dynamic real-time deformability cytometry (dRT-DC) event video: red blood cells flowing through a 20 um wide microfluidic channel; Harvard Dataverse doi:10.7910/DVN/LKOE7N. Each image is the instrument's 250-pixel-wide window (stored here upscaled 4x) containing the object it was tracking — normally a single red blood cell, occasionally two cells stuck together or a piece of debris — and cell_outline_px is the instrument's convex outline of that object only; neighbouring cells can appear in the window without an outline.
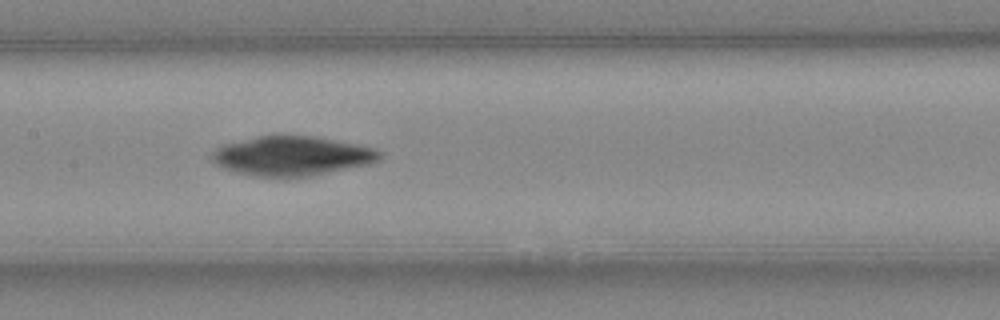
{"species": "Egyptian fruit bat (a non-hibernating species)", "species_latin": "Rousettus aegyptiacus", "temperature_condition": "cold", "stored_images_in_passage": 38, "camera_frame_rate_fps": 3000, "um_per_image_px": 0.085, "animal": {"sex": "female"}, "frame": {"image": 1, "passage_image": 15, "time_ms": 4.667, "image_size_px": [1000, 320], "cell_outline_px": [[384, 156], [380, 160], [372, 164], [308, 176], [256, 176], [240, 172], [216, 164], [208, 156], [220, 144], [260, 136], [312, 136], [356, 144], [376, 148]], "centroid_in_image_um": [24.85, 13.24], "position_along_channel_um": 182.5, "area_um2": 38.21}}
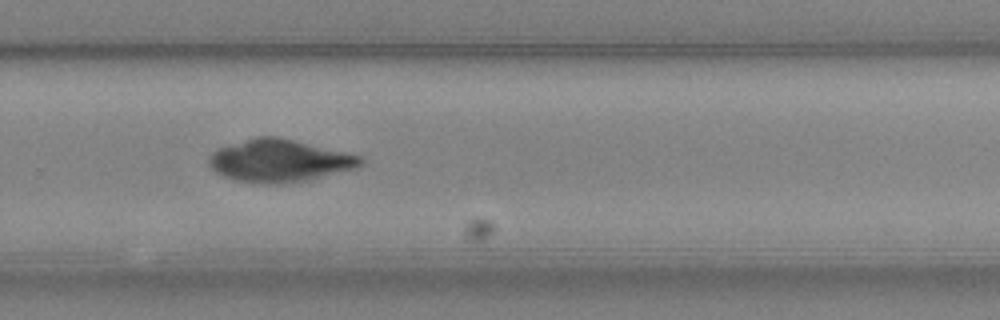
{"frame": {"image": 2, "passage_image": 24, "time_ms": 7.667, "image_size_px": [1000, 320], "cell_outline_px": [[364, 160], [356, 168], [308, 180], [284, 184], [260, 184], [236, 180], [224, 176], [216, 172], [208, 164], [208, 156], [216, 148], [256, 136], [276, 136], [344, 152], [360, 156]], "centroid_in_image_um": [23.69, 13.67], "position_along_channel_um": 306.1, "area_um2": 37.45}}
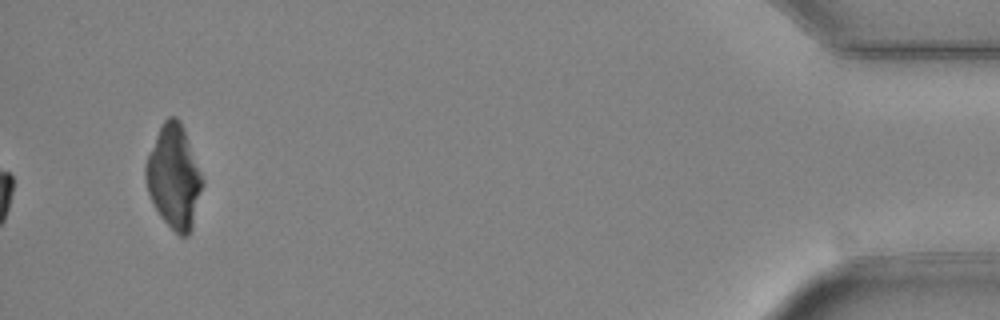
{"frame": {"image": 3, "passage_image": 38, "time_ms": 12.333, "image_size_px": [1000, 320], "cell_outline_px": [[204, 184], [192, 232], [188, 236], [180, 236], [160, 216], [148, 192], [144, 176], [144, 164], [160, 124], [168, 116], [176, 116], [180, 120], [184, 128], [204, 180]], "centroid_in_image_um": [14.8, 15.02], "position_along_channel_um": 420.4, "area_um2": 34.56}}